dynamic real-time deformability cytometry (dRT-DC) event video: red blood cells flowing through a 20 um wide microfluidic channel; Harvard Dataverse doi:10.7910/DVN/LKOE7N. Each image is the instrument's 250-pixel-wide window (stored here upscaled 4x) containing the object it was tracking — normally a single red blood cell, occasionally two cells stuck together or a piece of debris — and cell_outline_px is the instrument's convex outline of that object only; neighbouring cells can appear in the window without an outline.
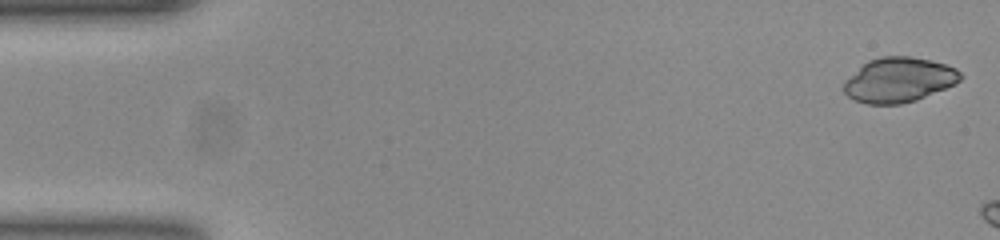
{"species": "common noctule bat (a hibernating species)", "species_latin": "Nyctalus noctula", "temperature_condition": "room temperature", "stored_images_in_passage": 6, "camera_frame_rate_fps": 3000, "um_per_image_px": 0.085, "animal": {"sex": "female", "body_mass_g": 23.0, "forearm_length_mm": 53.4}, "frame": {"image": 1, "passage_image": 1, "time_ms": 0.0, "image_size_px": [1000, 240], "cell_outline_px": [[964, 76], [956, 84], [916, 100], [900, 104], [868, 104], [856, 100], [848, 96], [844, 92], [844, 80], [868, 60], [880, 56], [908, 56], [928, 60], [944, 64], [956, 68]], "centroid_in_image_um": [76.41, 6.79], "position_along_channel_um": 8.6, "area_um2": 30.35}}